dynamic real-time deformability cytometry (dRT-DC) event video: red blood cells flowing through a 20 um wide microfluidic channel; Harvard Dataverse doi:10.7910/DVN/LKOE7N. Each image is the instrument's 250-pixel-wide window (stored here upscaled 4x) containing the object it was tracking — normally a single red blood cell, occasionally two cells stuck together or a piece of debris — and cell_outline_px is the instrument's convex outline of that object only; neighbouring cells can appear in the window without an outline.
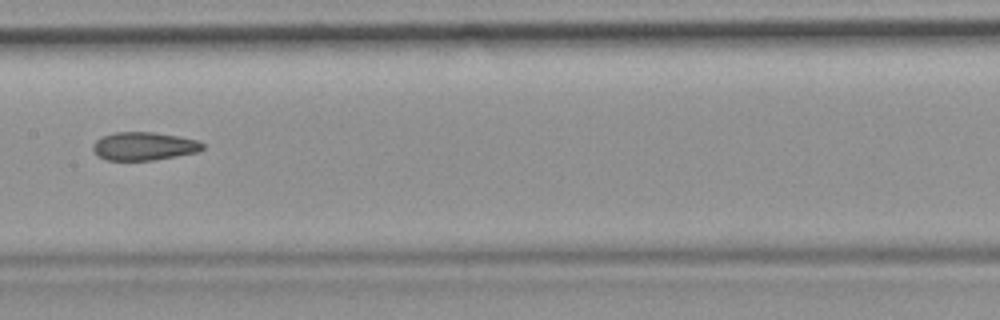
{"species": "common noctule bat (a hibernating species)", "species_latin": "Nyctalus noctula", "temperature_condition": "room temperature", "stored_images_in_passage": 43, "camera_frame_rate_fps": 3000, "um_per_image_px": 0.085, "animal": {"sex": "female", "body_mass_g": 19.9}, "frame": {"image": 1, "passage_image": 25, "time_ms": 8.0, "image_size_px": [1000, 320], "cell_outline_px": [[204, 148], [200, 152], [152, 160], [108, 160], [96, 156], [92, 152], [92, 144], [96, 140], [104, 136], [116, 132], [152, 132], [176, 136], [196, 140], [204, 144]], "centroid_in_image_um": [12.21, 12.43], "position_along_channel_um": 195.2, "area_um2": 18.03}}